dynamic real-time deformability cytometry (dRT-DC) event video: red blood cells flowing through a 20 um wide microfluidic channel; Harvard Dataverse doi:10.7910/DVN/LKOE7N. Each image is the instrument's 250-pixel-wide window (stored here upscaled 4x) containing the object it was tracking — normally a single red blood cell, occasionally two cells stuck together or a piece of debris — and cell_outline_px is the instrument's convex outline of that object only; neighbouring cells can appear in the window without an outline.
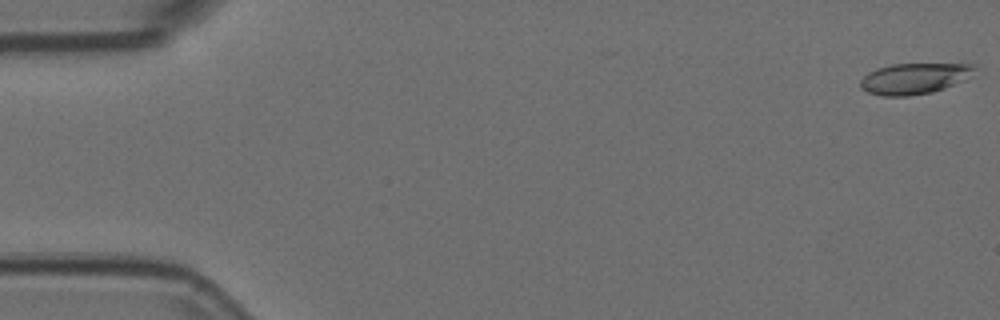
{"species": "Egyptian fruit bat (a non-hibernating species)", "species_latin": "Rousettus aegyptiacus", "temperature_condition": "room temperature", "stored_images_in_passage": 5, "camera_frame_rate_fps": 3000, "um_per_image_px": 0.085, "animal": {"sex": "female"}, "frame": {"image": 1, "passage_image": 1, "time_ms": 0.0, "image_size_px": [1000, 320], "cell_outline_px": [[976, 68], [964, 80], [944, 88], [932, 92], [908, 96], [884, 96], [868, 92], [860, 88], [860, 80], [868, 72], [876, 68], [892, 64], [976, 64]], "centroid_in_image_um": [77.67, 6.67], "position_along_channel_um": 7.3, "area_um2": 20.46}}